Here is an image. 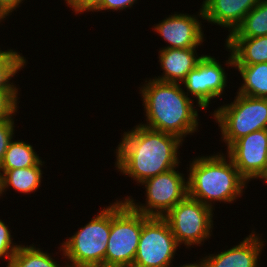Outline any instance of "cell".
Masks as SVG:
<instances>
[{
	"label": "cell",
	"instance_id": "1",
	"mask_svg": "<svg viewBox=\"0 0 267 267\" xmlns=\"http://www.w3.org/2000/svg\"><path fill=\"white\" fill-rule=\"evenodd\" d=\"M132 129L123 133L122 141L115 149L116 170L140 185L160 173L178 168L183 140L145 127L142 123Z\"/></svg>",
	"mask_w": 267,
	"mask_h": 267
},
{
	"label": "cell",
	"instance_id": "2",
	"mask_svg": "<svg viewBox=\"0 0 267 267\" xmlns=\"http://www.w3.org/2000/svg\"><path fill=\"white\" fill-rule=\"evenodd\" d=\"M148 80L139 90L146 113V123L142 125L177 136L183 141L187 135L197 132L199 109L194 107V99L188 97L181 85L153 78Z\"/></svg>",
	"mask_w": 267,
	"mask_h": 267
},
{
	"label": "cell",
	"instance_id": "3",
	"mask_svg": "<svg viewBox=\"0 0 267 267\" xmlns=\"http://www.w3.org/2000/svg\"><path fill=\"white\" fill-rule=\"evenodd\" d=\"M191 162L187 175L189 197L215 210L216 201L229 204L243 196L248 182L228 155L218 152L195 157Z\"/></svg>",
	"mask_w": 267,
	"mask_h": 267
},
{
	"label": "cell",
	"instance_id": "4",
	"mask_svg": "<svg viewBox=\"0 0 267 267\" xmlns=\"http://www.w3.org/2000/svg\"><path fill=\"white\" fill-rule=\"evenodd\" d=\"M110 204V234L105 252V267H132L142 225L149 218L136 211L123 197Z\"/></svg>",
	"mask_w": 267,
	"mask_h": 267
},
{
	"label": "cell",
	"instance_id": "5",
	"mask_svg": "<svg viewBox=\"0 0 267 267\" xmlns=\"http://www.w3.org/2000/svg\"><path fill=\"white\" fill-rule=\"evenodd\" d=\"M93 217L61 243L59 251L69 261L66 262L67 267H105V252L110 234V205Z\"/></svg>",
	"mask_w": 267,
	"mask_h": 267
},
{
	"label": "cell",
	"instance_id": "6",
	"mask_svg": "<svg viewBox=\"0 0 267 267\" xmlns=\"http://www.w3.org/2000/svg\"><path fill=\"white\" fill-rule=\"evenodd\" d=\"M234 101L216 108L213 117L220 127L227 149L238 139L254 131L267 129V98L237 93Z\"/></svg>",
	"mask_w": 267,
	"mask_h": 267
},
{
	"label": "cell",
	"instance_id": "7",
	"mask_svg": "<svg viewBox=\"0 0 267 267\" xmlns=\"http://www.w3.org/2000/svg\"><path fill=\"white\" fill-rule=\"evenodd\" d=\"M213 210L187 195L163 218L168 222L179 247L184 244L189 248L202 245L213 234Z\"/></svg>",
	"mask_w": 267,
	"mask_h": 267
},
{
	"label": "cell",
	"instance_id": "8",
	"mask_svg": "<svg viewBox=\"0 0 267 267\" xmlns=\"http://www.w3.org/2000/svg\"><path fill=\"white\" fill-rule=\"evenodd\" d=\"M176 170H168L141 183L146 191L145 203H137L131 196L125 200L145 216L163 217L188 195L187 177Z\"/></svg>",
	"mask_w": 267,
	"mask_h": 267
},
{
	"label": "cell",
	"instance_id": "9",
	"mask_svg": "<svg viewBox=\"0 0 267 267\" xmlns=\"http://www.w3.org/2000/svg\"><path fill=\"white\" fill-rule=\"evenodd\" d=\"M178 246L168 222L163 217H149L142 225L132 267H172Z\"/></svg>",
	"mask_w": 267,
	"mask_h": 267
},
{
	"label": "cell",
	"instance_id": "10",
	"mask_svg": "<svg viewBox=\"0 0 267 267\" xmlns=\"http://www.w3.org/2000/svg\"><path fill=\"white\" fill-rule=\"evenodd\" d=\"M227 73L219 60L205 55L196 68L191 70L182 85L185 86L188 96L193 95L199 109L206 110L216 97H221L227 87Z\"/></svg>",
	"mask_w": 267,
	"mask_h": 267
},
{
	"label": "cell",
	"instance_id": "11",
	"mask_svg": "<svg viewBox=\"0 0 267 267\" xmlns=\"http://www.w3.org/2000/svg\"><path fill=\"white\" fill-rule=\"evenodd\" d=\"M239 174L249 183L258 179L267 165V129L236 140L227 150Z\"/></svg>",
	"mask_w": 267,
	"mask_h": 267
},
{
	"label": "cell",
	"instance_id": "12",
	"mask_svg": "<svg viewBox=\"0 0 267 267\" xmlns=\"http://www.w3.org/2000/svg\"><path fill=\"white\" fill-rule=\"evenodd\" d=\"M198 16L185 13H174L164 20L154 24V31L159 34L167 46L160 49L172 48H197L204 41V31L202 30L203 17L202 8L199 9ZM199 17V18H198Z\"/></svg>",
	"mask_w": 267,
	"mask_h": 267
},
{
	"label": "cell",
	"instance_id": "13",
	"mask_svg": "<svg viewBox=\"0 0 267 267\" xmlns=\"http://www.w3.org/2000/svg\"><path fill=\"white\" fill-rule=\"evenodd\" d=\"M252 232L242 242L218 254H208L201 258L204 267H259L258 260L265 246L259 233Z\"/></svg>",
	"mask_w": 267,
	"mask_h": 267
},
{
	"label": "cell",
	"instance_id": "14",
	"mask_svg": "<svg viewBox=\"0 0 267 267\" xmlns=\"http://www.w3.org/2000/svg\"><path fill=\"white\" fill-rule=\"evenodd\" d=\"M261 0H203V20L229 28V35Z\"/></svg>",
	"mask_w": 267,
	"mask_h": 267
},
{
	"label": "cell",
	"instance_id": "15",
	"mask_svg": "<svg viewBox=\"0 0 267 267\" xmlns=\"http://www.w3.org/2000/svg\"><path fill=\"white\" fill-rule=\"evenodd\" d=\"M196 48H172L160 49L158 58L162 75L153 77L161 82L181 84L187 74L196 68L199 61L204 57L197 55Z\"/></svg>",
	"mask_w": 267,
	"mask_h": 267
},
{
	"label": "cell",
	"instance_id": "16",
	"mask_svg": "<svg viewBox=\"0 0 267 267\" xmlns=\"http://www.w3.org/2000/svg\"><path fill=\"white\" fill-rule=\"evenodd\" d=\"M225 47L230 56L227 67L267 62V35L262 37H227Z\"/></svg>",
	"mask_w": 267,
	"mask_h": 267
},
{
	"label": "cell",
	"instance_id": "17",
	"mask_svg": "<svg viewBox=\"0 0 267 267\" xmlns=\"http://www.w3.org/2000/svg\"><path fill=\"white\" fill-rule=\"evenodd\" d=\"M44 161H40L36 166L12 169V170H0L1 173V189L0 194L5 193L7 188L11 186L15 191L30 194L35 192L41 185L42 180V167Z\"/></svg>",
	"mask_w": 267,
	"mask_h": 267
},
{
	"label": "cell",
	"instance_id": "18",
	"mask_svg": "<svg viewBox=\"0 0 267 267\" xmlns=\"http://www.w3.org/2000/svg\"><path fill=\"white\" fill-rule=\"evenodd\" d=\"M243 79L238 92L241 95L267 98V62L253 65H233Z\"/></svg>",
	"mask_w": 267,
	"mask_h": 267
},
{
	"label": "cell",
	"instance_id": "19",
	"mask_svg": "<svg viewBox=\"0 0 267 267\" xmlns=\"http://www.w3.org/2000/svg\"><path fill=\"white\" fill-rule=\"evenodd\" d=\"M31 144L24 141L11 140L3 160L0 170L22 169L36 166L42 159L38 156Z\"/></svg>",
	"mask_w": 267,
	"mask_h": 267
},
{
	"label": "cell",
	"instance_id": "20",
	"mask_svg": "<svg viewBox=\"0 0 267 267\" xmlns=\"http://www.w3.org/2000/svg\"><path fill=\"white\" fill-rule=\"evenodd\" d=\"M267 35V0H261L227 37H262Z\"/></svg>",
	"mask_w": 267,
	"mask_h": 267
},
{
	"label": "cell",
	"instance_id": "21",
	"mask_svg": "<svg viewBox=\"0 0 267 267\" xmlns=\"http://www.w3.org/2000/svg\"><path fill=\"white\" fill-rule=\"evenodd\" d=\"M6 267H67V265L60 266L50 254L33 244L29 246L20 244Z\"/></svg>",
	"mask_w": 267,
	"mask_h": 267
},
{
	"label": "cell",
	"instance_id": "22",
	"mask_svg": "<svg viewBox=\"0 0 267 267\" xmlns=\"http://www.w3.org/2000/svg\"><path fill=\"white\" fill-rule=\"evenodd\" d=\"M26 61L22 53L17 50L2 51L0 48V89H18L10 80L26 66Z\"/></svg>",
	"mask_w": 267,
	"mask_h": 267
},
{
	"label": "cell",
	"instance_id": "23",
	"mask_svg": "<svg viewBox=\"0 0 267 267\" xmlns=\"http://www.w3.org/2000/svg\"><path fill=\"white\" fill-rule=\"evenodd\" d=\"M18 89H0V119L13 117L19 108Z\"/></svg>",
	"mask_w": 267,
	"mask_h": 267
},
{
	"label": "cell",
	"instance_id": "24",
	"mask_svg": "<svg viewBox=\"0 0 267 267\" xmlns=\"http://www.w3.org/2000/svg\"><path fill=\"white\" fill-rule=\"evenodd\" d=\"M11 233L8 225L6 226L5 222L0 219V259H6L7 265L20 246L12 241L14 238Z\"/></svg>",
	"mask_w": 267,
	"mask_h": 267
},
{
	"label": "cell",
	"instance_id": "25",
	"mask_svg": "<svg viewBox=\"0 0 267 267\" xmlns=\"http://www.w3.org/2000/svg\"><path fill=\"white\" fill-rule=\"evenodd\" d=\"M14 117L0 119V164L14 136Z\"/></svg>",
	"mask_w": 267,
	"mask_h": 267
},
{
	"label": "cell",
	"instance_id": "26",
	"mask_svg": "<svg viewBox=\"0 0 267 267\" xmlns=\"http://www.w3.org/2000/svg\"><path fill=\"white\" fill-rule=\"evenodd\" d=\"M102 0H65L67 6L71 7L72 11L77 14H83L85 11L93 12Z\"/></svg>",
	"mask_w": 267,
	"mask_h": 267
},
{
	"label": "cell",
	"instance_id": "27",
	"mask_svg": "<svg viewBox=\"0 0 267 267\" xmlns=\"http://www.w3.org/2000/svg\"><path fill=\"white\" fill-rule=\"evenodd\" d=\"M136 2L137 0H102L101 4L93 12H100L103 10L122 11L126 10L127 8L130 9Z\"/></svg>",
	"mask_w": 267,
	"mask_h": 267
},
{
	"label": "cell",
	"instance_id": "28",
	"mask_svg": "<svg viewBox=\"0 0 267 267\" xmlns=\"http://www.w3.org/2000/svg\"><path fill=\"white\" fill-rule=\"evenodd\" d=\"M24 0H0V14L5 18L11 15L16 8H19ZM20 4V5H19Z\"/></svg>",
	"mask_w": 267,
	"mask_h": 267
},
{
	"label": "cell",
	"instance_id": "29",
	"mask_svg": "<svg viewBox=\"0 0 267 267\" xmlns=\"http://www.w3.org/2000/svg\"><path fill=\"white\" fill-rule=\"evenodd\" d=\"M179 267H204V266H203L202 262L199 261L197 263L194 262L193 264L192 263L183 264V265H181Z\"/></svg>",
	"mask_w": 267,
	"mask_h": 267
},
{
	"label": "cell",
	"instance_id": "30",
	"mask_svg": "<svg viewBox=\"0 0 267 267\" xmlns=\"http://www.w3.org/2000/svg\"><path fill=\"white\" fill-rule=\"evenodd\" d=\"M258 179H262L263 181H265V183H267V165H266L265 170L263 171V173Z\"/></svg>",
	"mask_w": 267,
	"mask_h": 267
},
{
	"label": "cell",
	"instance_id": "31",
	"mask_svg": "<svg viewBox=\"0 0 267 267\" xmlns=\"http://www.w3.org/2000/svg\"><path fill=\"white\" fill-rule=\"evenodd\" d=\"M4 17L0 14V23H2V21H4Z\"/></svg>",
	"mask_w": 267,
	"mask_h": 267
},
{
	"label": "cell",
	"instance_id": "32",
	"mask_svg": "<svg viewBox=\"0 0 267 267\" xmlns=\"http://www.w3.org/2000/svg\"><path fill=\"white\" fill-rule=\"evenodd\" d=\"M0 189H1V173H0ZM0 197H1V194H0Z\"/></svg>",
	"mask_w": 267,
	"mask_h": 267
}]
</instances>
